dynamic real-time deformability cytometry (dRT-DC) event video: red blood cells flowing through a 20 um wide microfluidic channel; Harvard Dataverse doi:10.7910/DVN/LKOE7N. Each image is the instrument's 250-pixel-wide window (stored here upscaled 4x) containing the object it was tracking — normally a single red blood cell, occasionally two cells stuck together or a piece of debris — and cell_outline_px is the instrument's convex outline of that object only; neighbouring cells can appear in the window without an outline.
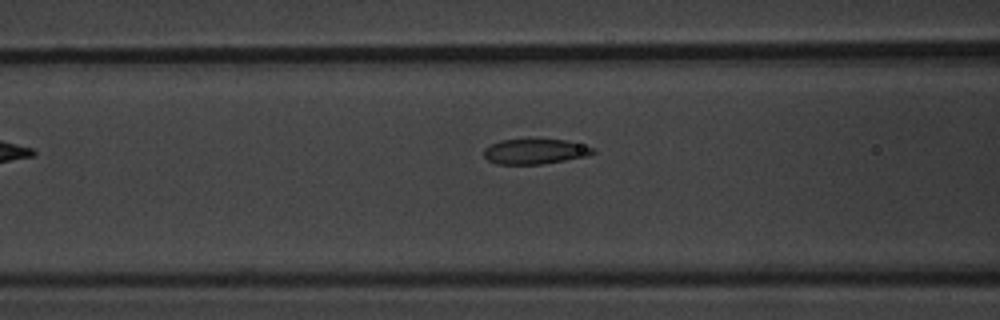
{"species": "common noctule bat (a hibernating species)", "species_latin": "Nyctalus noctula", "temperature_condition": "warm", "stored_images_in_passage": 4, "camera_frame_rate_fps": 3000, "um_per_image_px": 0.085, "animal": {"sex": "male", "body_mass_g": 20.1, "forearm_length_mm": 53.5}, "frame": {"image": 1, "passage_image": 4, "time_ms": 4.333, "image_size_px": [1000, 320], "cell_outline_px": [[596, 152], [588, 156], [540, 164], [496, 164], [488, 160], [484, 156], [484, 148], [500, 140], [564, 140], [596, 148]], "centroid_in_image_um": [45.48, 12.88], "position_along_channel_um": 121.1, "area_um2": 15.78}}